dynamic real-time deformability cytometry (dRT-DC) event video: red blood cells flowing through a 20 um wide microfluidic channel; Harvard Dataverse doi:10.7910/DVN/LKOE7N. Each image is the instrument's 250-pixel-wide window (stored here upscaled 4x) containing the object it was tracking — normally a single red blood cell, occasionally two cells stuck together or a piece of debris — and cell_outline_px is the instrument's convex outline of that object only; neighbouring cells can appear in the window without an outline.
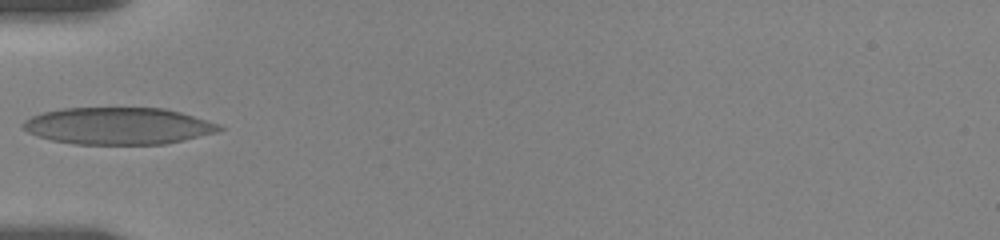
{"species": "human", "species_latin": "Homo sapiens", "temperature_condition": "room temperature", "stored_images_in_passage": 19, "camera_frame_rate_fps": 3000, "um_per_image_px": 0.085, "donor": {"sex": "female"}, "frame": {"image": 1, "passage_image": 1, "time_ms": 0.0, "image_size_px": [1000, 240], "cell_outline_px": [[224, 128], [216, 132], [164, 144], [76, 144], [52, 140], [36, 136], [28, 132], [20, 124], [24, 120], [32, 116], [44, 112], [64, 108], [164, 108], [180, 112], [220, 124]], "centroid_in_image_um": [10.02, 10.7], "position_along_channel_um": 75.0, "area_um2": 42.02}}
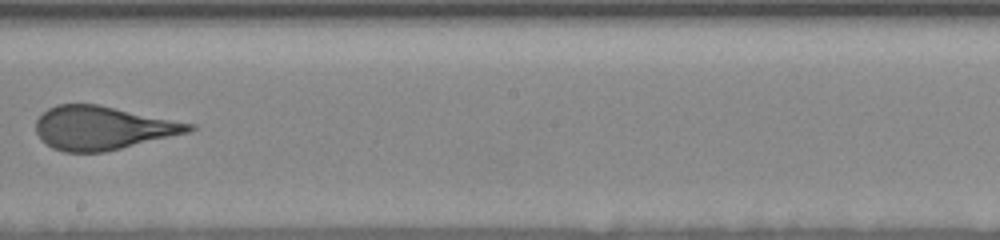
{"frame": {"image": 2, "passage_image": 7, "time_ms": 4.667, "image_size_px": [1000, 240], "cell_outline_px": [[196, 128], [188, 132], [104, 152], [64, 152], [52, 148], [40, 140], [36, 132], [36, 120], [48, 108], [56, 104], [96, 104], [196, 124]], "centroid_in_image_um": [8.69, 10.87], "position_along_channel_um": 239.5, "area_um2": 38.61}}
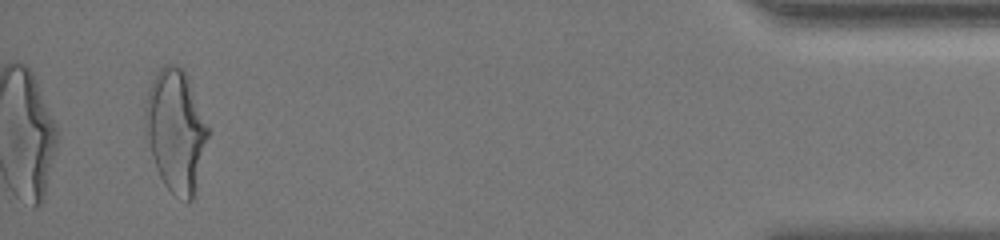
{"frame": {"image": 3, "passage_image": 18, "time_ms": 11.667, "image_size_px": [1000, 240], "cell_outline_px": [[208, 136], [196, 196], [188, 204], [172, 192], [164, 184], [156, 168], [152, 156], [144, 116], [148, 88], [152, 80], [160, 68], [164, 64], [176, 64], [184, 68], [188, 76], [208, 128]], "centroid_in_image_um": [14.96, 11.12], "position_along_channel_um": 420.2, "area_um2": 44.68}, "authors_computed_cell_mechanics": {"area_um2": 39.304, "velocity_mm_per_s": 3.5058, "shape_relaxation_time_tau1_ms": 7.3827, "shape_relaxation_time_tau2_ms": null, "deformation_change_tau1": 0.2303, "deformation_change_tau2": null}}